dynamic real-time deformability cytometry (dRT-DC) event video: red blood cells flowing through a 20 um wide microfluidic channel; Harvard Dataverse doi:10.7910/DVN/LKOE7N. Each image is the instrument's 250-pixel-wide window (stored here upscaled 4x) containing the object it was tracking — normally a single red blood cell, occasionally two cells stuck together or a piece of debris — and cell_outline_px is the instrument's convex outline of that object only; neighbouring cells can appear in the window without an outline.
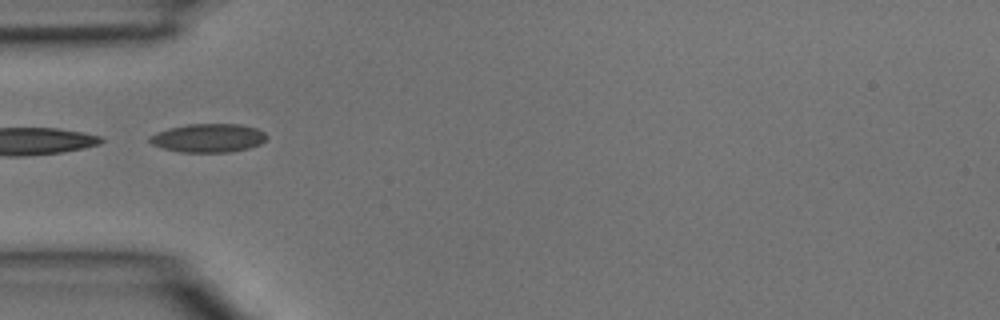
{"species": "common noctule bat (a hibernating species)", "species_latin": "Nyctalus noctula", "temperature_condition": "room temperature", "stored_images_in_passage": 3, "camera_frame_rate_fps": 3000, "um_per_image_px": 0.085, "animal": {"sex": "male", "body_mass_g": 15.6}, "frame": {"image": 1, "passage_image": 2, "time_ms": 0.333, "image_size_px": [1000, 320], "cell_outline_px": [[268, 136], [260, 144], [248, 148], [228, 152], [180, 152], [164, 148], [152, 144], [148, 140], [148, 136], [156, 132], [168, 128], [188, 124], [240, 124], [256, 128], [264, 132]], "centroid_in_image_um": [17.68, 11.72], "position_along_channel_um": 67.3, "area_um2": 19.48}}